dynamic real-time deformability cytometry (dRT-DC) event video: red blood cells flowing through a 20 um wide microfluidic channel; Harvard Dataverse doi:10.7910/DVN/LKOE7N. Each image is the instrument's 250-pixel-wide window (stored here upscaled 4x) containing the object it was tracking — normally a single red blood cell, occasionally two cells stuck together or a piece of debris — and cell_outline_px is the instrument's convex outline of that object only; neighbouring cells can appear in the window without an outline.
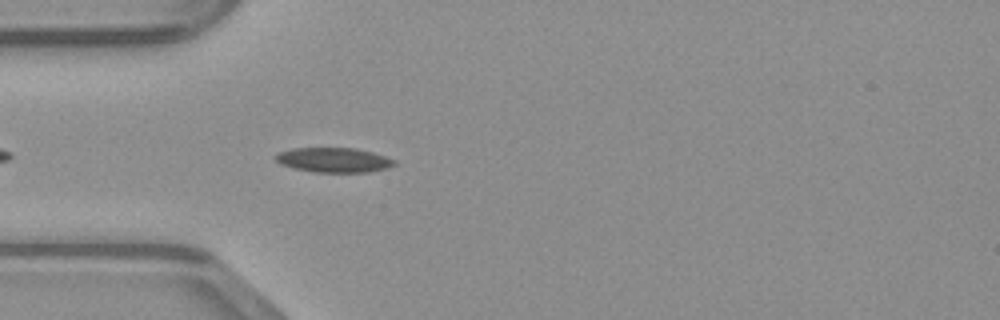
{"species": "common noctule bat (a hibernating species)", "species_latin": "Nyctalus noctula", "temperature_condition": "warm", "stored_images_in_passage": 21, "camera_frame_rate_fps": 3000, "um_per_image_px": 0.085, "animal": {"sex": "male", "body_mass_g": 23.1, "forearm_length_mm": 52.7}, "frame": {"image": 1, "passage_image": 1, "time_ms": 0.0, "image_size_px": [1000, 320], "cell_outline_px": [[396, 164], [388, 168], [368, 172], [316, 172], [292, 168], [280, 164], [272, 156], [276, 152], [292, 148], [356, 148], [372, 152], [396, 160]], "centroid_in_image_um": [28.32, 13.59], "position_along_channel_um": 56.7, "area_um2": 17.28}}
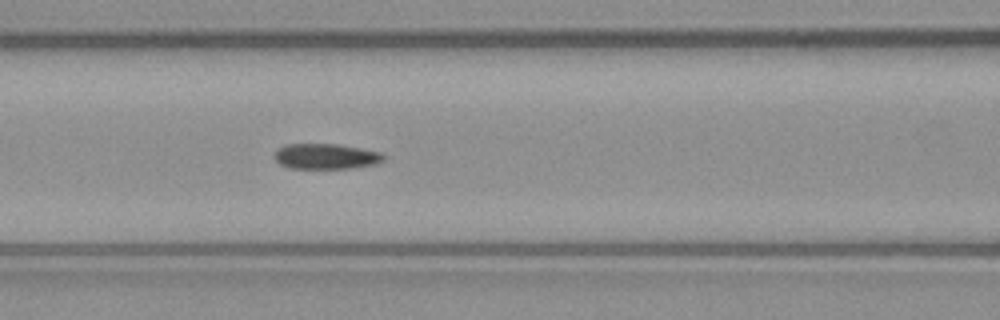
{"frame": {"image": 2, "passage_image": 7, "time_ms": 2.0, "image_size_px": [1000, 320], "cell_outline_px": [[384, 160], [376, 164], [352, 168], [288, 168], [280, 164], [276, 160], [276, 148], [284, 144], [340, 144], [384, 152]], "centroid_in_image_um": [27.74, 13.28], "position_along_channel_um": 138.9, "area_um2": 16.36}}
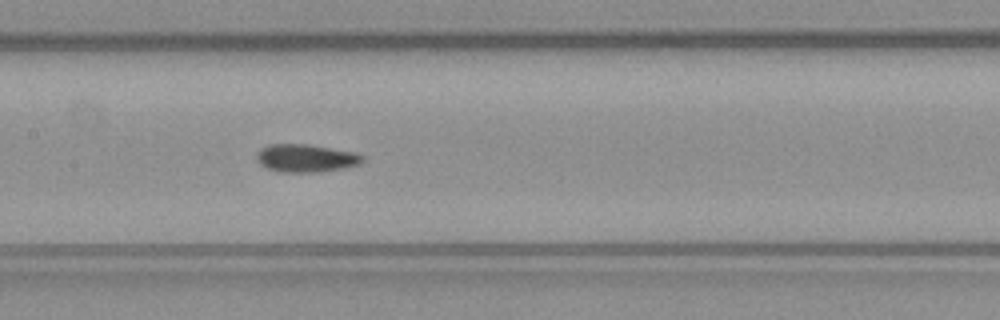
{"frame": {"image": 3, "passage_image": 10, "time_ms": 3.0, "image_size_px": [1000, 320], "cell_outline_px": [[364, 160], [360, 164], [344, 168], [316, 172], [284, 172], [268, 168], [260, 164], [256, 160], [256, 152], [260, 148], [268, 144], [308, 144], [356, 152], [364, 156]], "centroid_in_image_um": [26.0, 13.43], "position_along_channel_um": 181.4, "area_um2": 17.34}}